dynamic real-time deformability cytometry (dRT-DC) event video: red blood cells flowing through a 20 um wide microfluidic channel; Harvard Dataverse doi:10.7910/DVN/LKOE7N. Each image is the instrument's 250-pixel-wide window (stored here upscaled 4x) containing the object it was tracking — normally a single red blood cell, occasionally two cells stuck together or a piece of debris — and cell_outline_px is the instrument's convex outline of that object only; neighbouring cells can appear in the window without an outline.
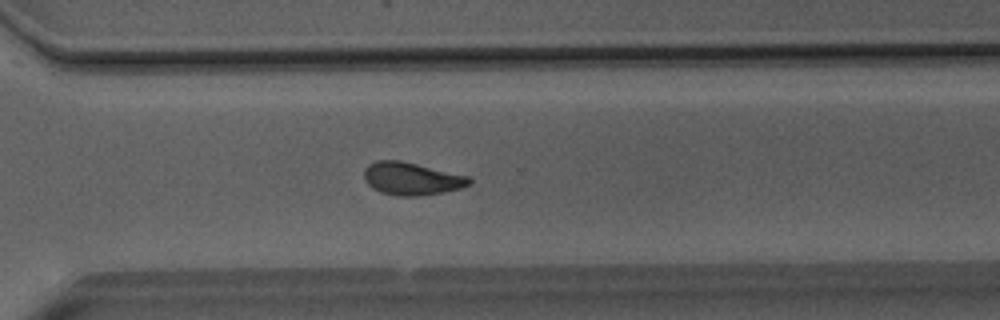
{"species": "Egyptian fruit bat (a non-hibernating species)", "species_latin": "Rousettus aegyptiacus", "temperature_condition": "room temperature", "stored_images_in_passage": 50, "camera_frame_rate_fps": 3000, "um_per_image_px": 0.085, "animal": {"sex": "male"}, "frame": {"image": 1, "passage_image": 36, "time_ms": 11.667, "image_size_px": [1000, 320], "cell_outline_px": [[472, 184], [460, 188], [444, 192], [424, 196], [396, 196], [380, 192], [372, 188], [364, 180], [364, 168], [368, 164], [376, 160], [400, 160], [468, 176], [472, 180]], "centroid_in_image_um": [34.96, 15.19], "position_along_channel_um": 335.6, "area_um2": 20.23}}
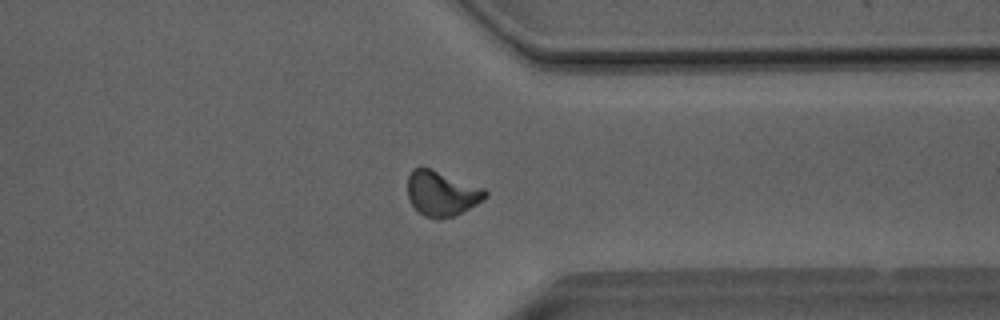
{"frame": {"image": 2, "passage_image": 39, "time_ms": 12.667, "image_size_px": [1000, 320], "cell_outline_px": [[488, 196], [484, 200], [456, 216], [440, 220], [436, 220], [424, 216], [408, 200], [408, 176], [412, 168], [420, 164], [432, 168], [484, 188], [488, 192]], "centroid_in_image_um": [37.54, 16.43], "position_along_channel_um": 373.9, "area_um2": 20.98}}
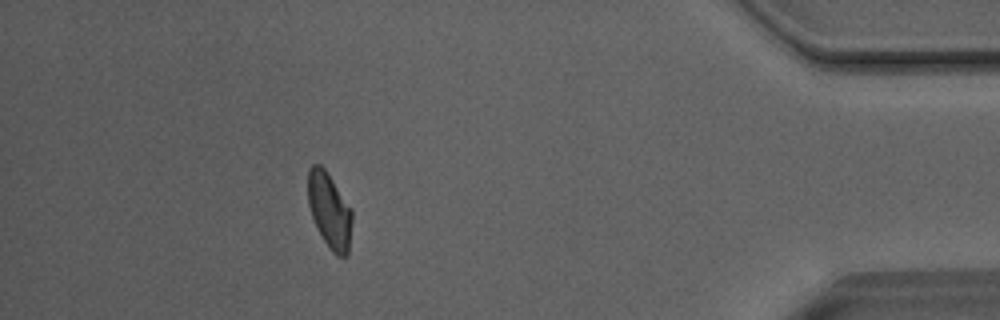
{"frame": {"image": 3, "passage_image": 45, "time_ms": 14.667, "image_size_px": [1000, 320], "cell_outline_px": [[352, 220], [348, 256], [336, 256], [328, 248], [312, 216], [308, 204], [308, 168], [312, 164], [320, 164], [324, 168], [352, 208]], "centroid_in_image_um": [28.02, 17.89], "position_along_channel_um": 407.2, "area_um2": 19.42}, "authors_computed_cell_mechanics": {"area_um2": 20.2011, "velocity_mm_per_s": 4.0589, "shape_relaxation_time_tau1_ms": 10.3196, "shape_relaxation_time_tau2_ms": 3.2211, "deformation_change_tau1": 0.2264, "deformation_change_tau2": 0.0929}}